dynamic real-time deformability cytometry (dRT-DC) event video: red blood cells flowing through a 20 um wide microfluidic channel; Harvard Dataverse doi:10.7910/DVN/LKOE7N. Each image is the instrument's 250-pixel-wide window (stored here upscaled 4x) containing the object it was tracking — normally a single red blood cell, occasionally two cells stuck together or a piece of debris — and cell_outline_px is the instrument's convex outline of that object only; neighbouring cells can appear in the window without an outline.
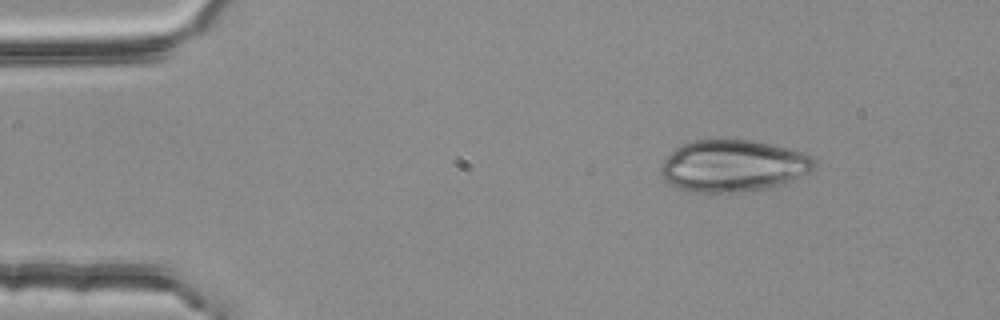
{"species": "common noctule bat (a hibernating species)", "species_latin": "Nyctalus noctula", "temperature_condition": "room temperature", "stored_images_in_passage": 3, "camera_frame_rate_fps": 3000, "um_per_image_px": 0.085, "animal": {"sex": "female", "body_mass_g": 25.1}, "frame": {"image": 1, "passage_image": 3, "time_ms": 0.667, "image_size_px": [1000, 320], "cell_outline_px": [[816, 168], [812, 172], [780, 184], [764, 188], [728, 196], [688, 192], [668, 184], [664, 180], [660, 172], [660, 164], [676, 148], [692, 140], [752, 140], [804, 152], [812, 156], [816, 160]], "centroid_in_image_um": [62.29, 14.15], "position_along_channel_um": 22.7, "area_um2": 47.4}}